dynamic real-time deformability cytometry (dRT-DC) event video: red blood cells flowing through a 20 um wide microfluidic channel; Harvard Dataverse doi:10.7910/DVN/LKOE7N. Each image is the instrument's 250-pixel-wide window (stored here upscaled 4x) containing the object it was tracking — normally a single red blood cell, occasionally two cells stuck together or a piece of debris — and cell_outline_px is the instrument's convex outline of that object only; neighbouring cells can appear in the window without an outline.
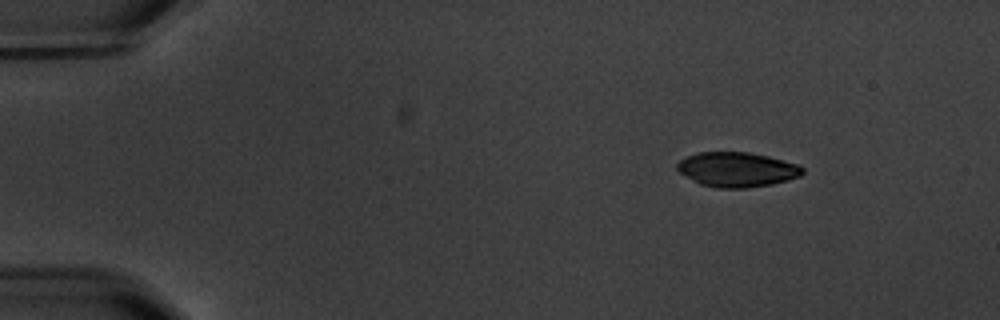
{"species": "common noctule bat (a hibernating species)", "species_latin": "Nyctalus noctula", "temperature_condition": "warm", "stored_images_in_passage": 5, "camera_frame_rate_fps": 3000, "um_per_image_px": 0.085, "animal": {"sex": "male", "body_mass_g": 20.1, "forearm_length_mm": 53.5}, "frame": {"image": 1, "passage_image": 1, "time_ms": 0.0, "image_size_px": [1000, 320], "cell_outline_px": [[804, 172], [800, 176], [788, 180], [772, 184], [748, 188], [716, 188], [700, 184], [680, 172], [676, 168], [676, 164], [680, 160], [696, 152], [748, 152], [768, 156], [800, 164], [804, 168]], "centroid_in_image_um": [62.67, 14.41], "position_along_channel_um": 22.3, "area_um2": 25.49}}